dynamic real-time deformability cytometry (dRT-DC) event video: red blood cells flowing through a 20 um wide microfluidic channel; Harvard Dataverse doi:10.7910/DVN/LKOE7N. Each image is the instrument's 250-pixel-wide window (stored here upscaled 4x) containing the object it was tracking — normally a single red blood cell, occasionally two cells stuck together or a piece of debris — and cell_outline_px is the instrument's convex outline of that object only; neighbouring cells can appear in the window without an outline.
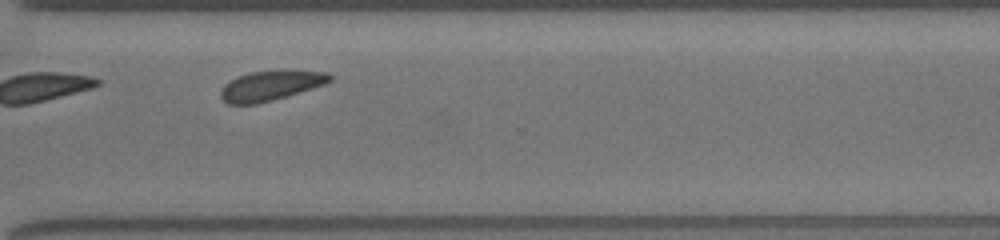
{"species": "common noctule bat (a hibernating species)", "species_latin": "Nyctalus noctula", "temperature_condition": "room temperature", "stored_images_in_passage": 17, "camera_frame_rate_fps": 3000, "um_per_image_px": 0.085, "animal": {"sex": "female", "body_mass_g": 19.5, "forearm_length_mm": 54.1}, "frame": {"image": 1, "passage_image": 15, "time_ms": 7.333, "image_size_px": [1000, 240], "cell_outline_px": [[332, 80], [324, 84], [272, 100], [256, 104], [228, 104], [220, 96], [220, 92], [224, 84], [240, 76], [252, 72], [328, 72], [332, 76]], "centroid_in_image_um": [22.95, 7.31], "position_along_channel_um": 347.6, "area_um2": 18.03}}